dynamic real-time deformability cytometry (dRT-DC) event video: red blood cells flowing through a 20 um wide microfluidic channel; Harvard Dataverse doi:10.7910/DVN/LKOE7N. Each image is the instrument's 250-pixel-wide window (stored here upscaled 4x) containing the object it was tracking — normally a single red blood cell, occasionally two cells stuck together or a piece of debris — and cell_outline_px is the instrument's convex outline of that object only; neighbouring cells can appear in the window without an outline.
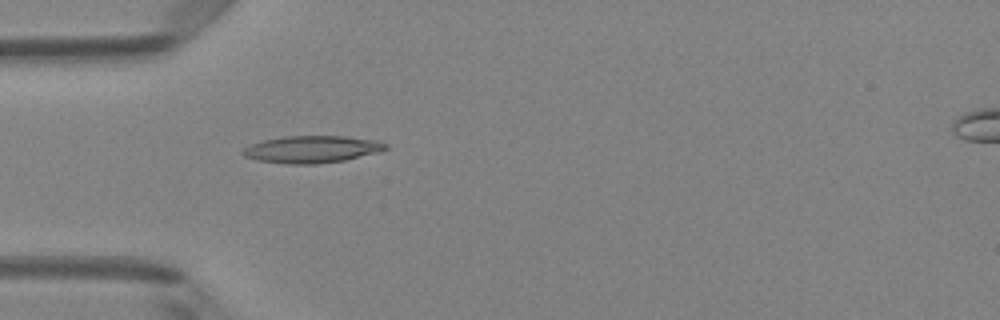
{"species": "Egyptian fruit bat (a non-hibernating species)", "species_latin": "Rousettus aegyptiacus", "temperature_condition": "room temperature", "stored_images_in_passage": 6, "camera_frame_rate_fps": 3000, "um_per_image_px": 0.085, "animal": {"sex": "female"}, "frame": {"image": 1, "passage_image": 5, "time_ms": 1.333, "image_size_px": [1000, 320], "cell_outline_px": [[388, 148], [380, 152], [344, 160], [316, 164], [284, 164], [256, 160], [244, 156], [240, 152], [244, 148], [252, 144], [264, 140], [284, 136], [344, 136], [380, 140], [388, 144]], "centroid_in_image_um": [26.54, 12.69], "position_along_channel_um": 58.5, "area_um2": 22.77}}